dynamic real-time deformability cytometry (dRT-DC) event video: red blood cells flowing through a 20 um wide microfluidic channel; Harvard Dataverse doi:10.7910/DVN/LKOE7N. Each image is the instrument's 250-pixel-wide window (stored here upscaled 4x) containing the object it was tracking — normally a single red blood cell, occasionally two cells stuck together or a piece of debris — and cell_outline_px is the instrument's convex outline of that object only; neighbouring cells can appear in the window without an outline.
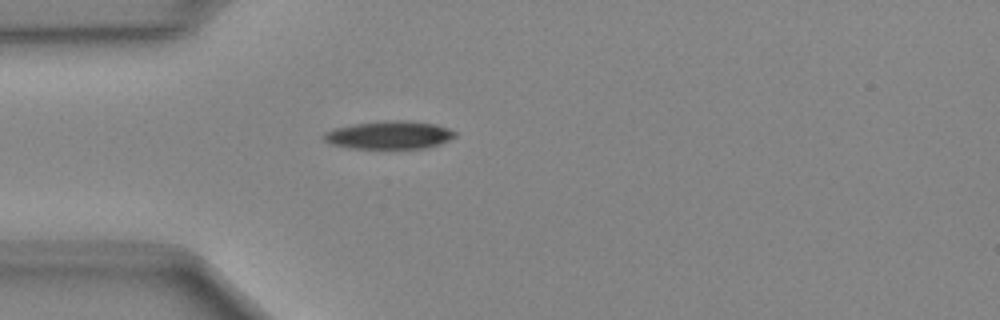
{"species": "Egyptian fruit bat (a non-hibernating species)", "species_latin": "Rousettus aegyptiacus", "temperature_condition": "cold", "stored_images_in_passage": 37, "camera_frame_rate_fps": 3000, "um_per_image_px": 0.085, "animal": {"sex": "female"}, "frame": {"image": 1, "passage_image": 2, "time_ms": 0.333, "image_size_px": [1000, 320], "cell_outline_px": [[456, 136], [440, 144], [428, 148], [352, 148], [332, 144], [324, 140], [320, 136], [324, 132], [332, 128], [352, 124], [376, 120], [408, 120], [436, 124], [448, 128], [456, 132]], "centroid_in_image_um": [33.06, 11.45], "position_along_channel_um": 51.9, "area_um2": 21.79}}
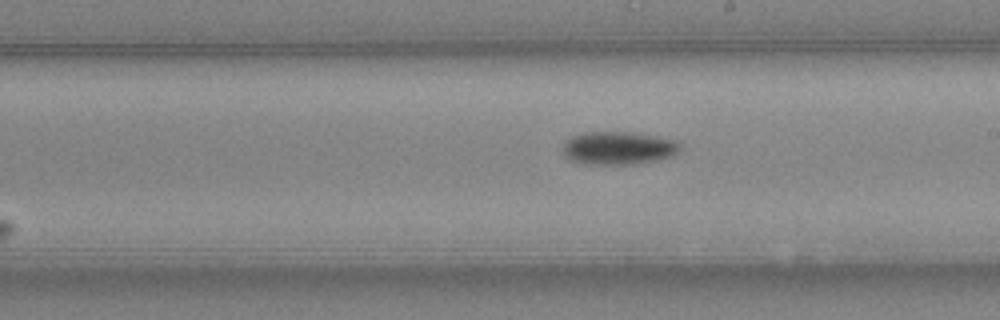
{"frame": {"image": 2, "passage_image": 16, "time_ms": 5.0, "image_size_px": [1000, 320], "cell_outline_px": [[680, 148], [672, 156], [656, 160], [636, 164], [584, 164], [568, 160], [564, 156], [560, 148], [572, 136], [588, 132], [632, 132], [656, 136], [676, 140], [680, 144]], "centroid_in_image_um": [52.52, 12.59], "position_along_channel_um": 236.5, "area_um2": 22.72}}
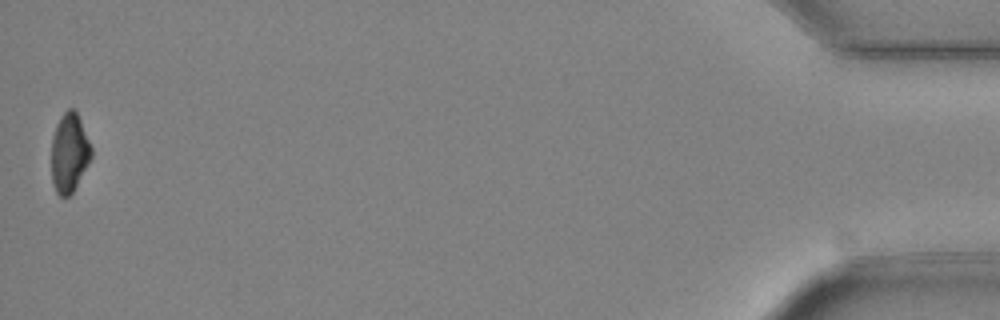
{"frame": {"image": 3, "passage_image": 37, "time_ms": 12.0, "image_size_px": [1000, 320], "cell_outline_px": [[92, 156], [72, 192], [68, 196], [60, 196], [56, 192], [52, 184], [52, 136], [56, 124], [60, 116], [68, 108], [72, 108], [76, 112], [80, 120], [92, 148]], "centroid_in_image_um": [5.88, 12.97], "position_along_channel_um": 429.3, "area_um2": 18.15}}